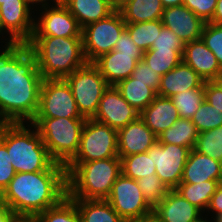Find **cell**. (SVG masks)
<instances>
[{
    "instance_id": "cell-1",
    "label": "cell",
    "mask_w": 222,
    "mask_h": 222,
    "mask_svg": "<svg viewBox=\"0 0 222 222\" xmlns=\"http://www.w3.org/2000/svg\"><path fill=\"white\" fill-rule=\"evenodd\" d=\"M4 48L0 52V123L29 124L39 108L43 77L27 44Z\"/></svg>"
},
{
    "instance_id": "cell-2",
    "label": "cell",
    "mask_w": 222,
    "mask_h": 222,
    "mask_svg": "<svg viewBox=\"0 0 222 222\" xmlns=\"http://www.w3.org/2000/svg\"><path fill=\"white\" fill-rule=\"evenodd\" d=\"M66 196V171L17 172L0 194V201L19 218H35Z\"/></svg>"
},
{
    "instance_id": "cell-3",
    "label": "cell",
    "mask_w": 222,
    "mask_h": 222,
    "mask_svg": "<svg viewBox=\"0 0 222 222\" xmlns=\"http://www.w3.org/2000/svg\"><path fill=\"white\" fill-rule=\"evenodd\" d=\"M30 125L0 123V140L6 145L15 172L66 171L51 158L36 127Z\"/></svg>"
},
{
    "instance_id": "cell-4",
    "label": "cell",
    "mask_w": 222,
    "mask_h": 222,
    "mask_svg": "<svg viewBox=\"0 0 222 222\" xmlns=\"http://www.w3.org/2000/svg\"><path fill=\"white\" fill-rule=\"evenodd\" d=\"M27 45L43 79H64L87 63L82 38L32 36Z\"/></svg>"
},
{
    "instance_id": "cell-5",
    "label": "cell",
    "mask_w": 222,
    "mask_h": 222,
    "mask_svg": "<svg viewBox=\"0 0 222 222\" xmlns=\"http://www.w3.org/2000/svg\"><path fill=\"white\" fill-rule=\"evenodd\" d=\"M65 168L67 196L70 199L106 200L122 173L119 156L88 162H69Z\"/></svg>"
},
{
    "instance_id": "cell-6",
    "label": "cell",
    "mask_w": 222,
    "mask_h": 222,
    "mask_svg": "<svg viewBox=\"0 0 222 222\" xmlns=\"http://www.w3.org/2000/svg\"><path fill=\"white\" fill-rule=\"evenodd\" d=\"M86 118H34L51 158L66 166L77 154Z\"/></svg>"
},
{
    "instance_id": "cell-7",
    "label": "cell",
    "mask_w": 222,
    "mask_h": 222,
    "mask_svg": "<svg viewBox=\"0 0 222 222\" xmlns=\"http://www.w3.org/2000/svg\"><path fill=\"white\" fill-rule=\"evenodd\" d=\"M69 84L80 114L93 118L104 91L109 87L99 69L86 63L64 78Z\"/></svg>"
},
{
    "instance_id": "cell-8",
    "label": "cell",
    "mask_w": 222,
    "mask_h": 222,
    "mask_svg": "<svg viewBox=\"0 0 222 222\" xmlns=\"http://www.w3.org/2000/svg\"><path fill=\"white\" fill-rule=\"evenodd\" d=\"M126 29V22L118 10L105 19L82 28L83 53L87 63H93L101 55L109 53Z\"/></svg>"
},
{
    "instance_id": "cell-9",
    "label": "cell",
    "mask_w": 222,
    "mask_h": 222,
    "mask_svg": "<svg viewBox=\"0 0 222 222\" xmlns=\"http://www.w3.org/2000/svg\"><path fill=\"white\" fill-rule=\"evenodd\" d=\"M118 156L117 131L87 118L81 133L77 154L70 162H88Z\"/></svg>"
},
{
    "instance_id": "cell-10",
    "label": "cell",
    "mask_w": 222,
    "mask_h": 222,
    "mask_svg": "<svg viewBox=\"0 0 222 222\" xmlns=\"http://www.w3.org/2000/svg\"><path fill=\"white\" fill-rule=\"evenodd\" d=\"M85 118L65 79H43L35 118Z\"/></svg>"
},
{
    "instance_id": "cell-11",
    "label": "cell",
    "mask_w": 222,
    "mask_h": 222,
    "mask_svg": "<svg viewBox=\"0 0 222 222\" xmlns=\"http://www.w3.org/2000/svg\"><path fill=\"white\" fill-rule=\"evenodd\" d=\"M125 222H132L153 212L138 185L137 180L119 175L106 199Z\"/></svg>"
},
{
    "instance_id": "cell-12",
    "label": "cell",
    "mask_w": 222,
    "mask_h": 222,
    "mask_svg": "<svg viewBox=\"0 0 222 222\" xmlns=\"http://www.w3.org/2000/svg\"><path fill=\"white\" fill-rule=\"evenodd\" d=\"M53 5L41 8L44 11L35 19L32 36L82 38V28L67 7L60 0Z\"/></svg>"
},
{
    "instance_id": "cell-13",
    "label": "cell",
    "mask_w": 222,
    "mask_h": 222,
    "mask_svg": "<svg viewBox=\"0 0 222 222\" xmlns=\"http://www.w3.org/2000/svg\"><path fill=\"white\" fill-rule=\"evenodd\" d=\"M190 151L185 146L162 144L158 141L152 146L156 174L169 190L175 189L181 182Z\"/></svg>"
},
{
    "instance_id": "cell-14",
    "label": "cell",
    "mask_w": 222,
    "mask_h": 222,
    "mask_svg": "<svg viewBox=\"0 0 222 222\" xmlns=\"http://www.w3.org/2000/svg\"><path fill=\"white\" fill-rule=\"evenodd\" d=\"M31 9L25 1H9L0 5V20L4 32L10 37L6 47L15 44H27L34 32V18ZM7 30V31H6Z\"/></svg>"
},
{
    "instance_id": "cell-15",
    "label": "cell",
    "mask_w": 222,
    "mask_h": 222,
    "mask_svg": "<svg viewBox=\"0 0 222 222\" xmlns=\"http://www.w3.org/2000/svg\"><path fill=\"white\" fill-rule=\"evenodd\" d=\"M139 115L115 86H109L103 93L93 119L118 131L136 120Z\"/></svg>"
},
{
    "instance_id": "cell-16",
    "label": "cell",
    "mask_w": 222,
    "mask_h": 222,
    "mask_svg": "<svg viewBox=\"0 0 222 222\" xmlns=\"http://www.w3.org/2000/svg\"><path fill=\"white\" fill-rule=\"evenodd\" d=\"M164 27L184 43L201 39L205 22L184 5L165 8L161 18Z\"/></svg>"
},
{
    "instance_id": "cell-17",
    "label": "cell",
    "mask_w": 222,
    "mask_h": 222,
    "mask_svg": "<svg viewBox=\"0 0 222 222\" xmlns=\"http://www.w3.org/2000/svg\"><path fill=\"white\" fill-rule=\"evenodd\" d=\"M118 156L125 157L145 153L157 141L158 137L145 124L140 116L117 131Z\"/></svg>"
},
{
    "instance_id": "cell-18",
    "label": "cell",
    "mask_w": 222,
    "mask_h": 222,
    "mask_svg": "<svg viewBox=\"0 0 222 222\" xmlns=\"http://www.w3.org/2000/svg\"><path fill=\"white\" fill-rule=\"evenodd\" d=\"M182 61L189 65L204 82L214 81L222 73L216 57L202 39L185 44Z\"/></svg>"
},
{
    "instance_id": "cell-19",
    "label": "cell",
    "mask_w": 222,
    "mask_h": 222,
    "mask_svg": "<svg viewBox=\"0 0 222 222\" xmlns=\"http://www.w3.org/2000/svg\"><path fill=\"white\" fill-rule=\"evenodd\" d=\"M139 61L141 59L135 54L119 53L112 50L101 55L93 64L99 69L109 86H116L131 76Z\"/></svg>"
},
{
    "instance_id": "cell-20",
    "label": "cell",
    "mask_w": 222,
    "mask_h": 222,
    "mask_svg": "<svg viewBox=\"0 0 222 222\" xmlns=\"http://www.w3.org/2000/svg\"><path fill=\"white\" fill-rule=\"evenodd\" d=\"M201 212L175 189L169 190L153 208V213L162 222H195L202 215Z\"/></svg>"
},
{
    "instance_id": "cell-21",
    "label": "cell",
    "mask_w": 222,
    "mask_h": 222,
    "mask_svg": "<svg viewBox=\"0 0 222 222\" xmlns=\"http://www.w3.org/2000/svg\"><path fill=\"white\" fill-rule=\"evenodd\" d=\"M196 88H204L203 79L189 65L181 61L174 69L161 76L157 95L171 98L177 93Z\"/></svg>"
},
{
    "instance_id": "cell-22",
    "label": "cell",
    "mask_w": 222,
    "mask_h": 222,
    "mask_svg": "<svg viewBox=\"0 0 222 222\" xmlns=\"http://www.w3.org/2000/svg\"><path fill=\"white\" fill-rule=\"evenodd\" d=\"M208 180L222 181V163L192 149L180 183L195 184Z\"/></svg>"
},
{
    "instance_id": "cell-23",
    "label": "cell",
    "mask_w": 222,
    "mask_h": 222,
    "mask_svg": "<svg viewBox=\"0 0 222 222\" xmlns=\"http://www.w3.org/2000/svg\"><path fill=\"white\" fill-rule=\"evenodd\" d=\"M139 116L156 136L170 128L180 118L172 100L158 95Z\"/></svg>"
},
{
    "instance_id": "cell-24",
    "label": "cell",
    "mask_w": 222,
    "mask_h": 222,
    "mask_svg": "<svg viewBox=\"0 0 222 222\" xmlns=\"http://www.w3.org/2000/svg\"><path fill=\"white\" fill-rule=\"evenodd\" d=\"M76 18L81 28L105 19L116 9L109 0H60Z\"/></svg>"
},
{
    "instance_id": "cell-25",
    "label": "cell",
    "mask_w": 222,
    "mask_h": 222,
    "mask_svg": "<svg viewBox=\"0 0 222 222\" xmlns=\"http://www.w3.org/2000/svg\"><path fill=\"white\" fill-rule=\"evenodd\" d=\"M161 0H128L117 10L126 23L155 21L162 18Z\"/></svg>"
},
{
    "instance_id": "cell-26",
    "label": "cell",
    "mask_w": 222,
    "mask_h": 222,
    "mask_svg": "<svg viewBox=\"0 0 222 222\" xmlns=\"http://www.w3.org/2000/svg\"><path fill=\"white\" fill-rule=\"evenodd\" d=\"M71 200L76 204L81 222H125L107 200Z\"/></svg>"
},
{
    "instance_id": "cell-27",
    "label": "cell",
    "mask_w": 222,
    "mask_h": 222,
    "mask_svg": "<svg viewBox=\"0 0 222 222\" xmlns=\"http://www.w3.org/2000/svg\"><path fill=\"white\" fill-rule=\"evenodd\" d=\"M125 101L130 104L138 113L147 108L157 96V93L146 83L137 81L131 76L119 82L115 86Z\"/></svg>"
},
{
    "instance_id": "cell-28",
    "label": "cell",
    "mask_w": 222,
    "mask_h": 222,
    "mask_svg": "<svg viewBox=\"0 0 222 222\" xmlns=\"http://www.w3.org/2000/svg\"><path fill=\"white\" fill-rule=\"evenodd\" d=\"M198 135L199 132L191 119L179 118L157 137L159 143L185 146L192 150L195 148Z\"/></svg>"
},
{
    "instance_id": "cell-29",
    "label": "cell",
    "mask_w": 222,
    "mask_h": 222,
    "mask_svg": "<svg viewBox=\"0 0 222 222\" xmlns=\"http://www.w3.org/2000/svg\"><path fill=\"white\" fill-rule=\"evenodd\" d=\"M218 184L217 180H208L195 184L179 183L175 190L192 205L204 212Z\"/></svg>"
},
{
    "instance_id": "cell-30",
    "label": "cell",
    "mask_w": 222,
    "mask_h": 222,
    "mask_svg": "<svg viewBox=\"0 0 222 222\" xmlns=\"http://www.w3.org/2000/svg\"><path fill=\"white\" fill-rule=\"evenodd\" d=\"M120 159L122 173L131 179L138 180L156 174V167L152 161V147L145 153L128 155Z\"/></svg>"
},
{
    "instance_id": "cell-31",
    "label": "cell",
    "mask_w": 222,
    "mask_h": 222,
    "mask_svg": "<svg viewBox=\"0 0 222 222\" xmlns=\"http://www.w3.org/2000/svg\"><path fill=\"white\" fill-rule=\"evenodd\" d=\"M163 27L161 19L140 23H126V30L135 45L143 52L152 47Z\"/></svg>"
},
{
    "instance_id": "cell-32",
    "label": "cell",
    "mask_w": 222,
    "mask_h": 222,
    "mask_svg": "<svg viewBox=\"0 0 222 222\" xmlns=\"http://www.w3.org/2000/svg\"><path fill=\"white\" fill-rule=\"evenodd\" d=\"M142 60L150 69L163 76L182 61V55L177 50H148L144 52Z\"/></svg>"
},
{
    "instance_id": "cell-33",
    "label": "cell",
    "mask_w": 222,
    "mask_h": 222,
    "mask_svg": "<svg viewBox=\"0 0 222 222\" xmlns=\"http://www.w3.org/2000/svg\"><path fill=\"white\" fill-rule=\"evenodd\" d=\"M180 118L191 119L205 100L204 88L190 89L170 98Z\"/></svg>"
},
{
    "instance_id": "cell-34",
    "label": "cell",
    "mask_w": 222,
    "mask_h": 222,
    "mask_svg": "<svg viewBox=\"0 0 222 222\" xmlns=\"http://www.w3.org/2000/svg\"><path fill=\"white\" fill-rule=\"evenodd\" d=\"M39 222H81L76 204L66 196L58 205L35 217Z\"/></svg>"
},
{
    "instance_id": "cell-35",
    "label": "cell",
    "mask_w": 222,
    "mask_h": 222,
    "mask_svg": "<svg viewBox=\"0 0 222 222\" xmlns=\"http://www.w3.org/2000/svg\"><path fill=\"white\" fill-rule=\"evenodd\" d=\"M194 150L222 163V125L200 132Z\"/></svg>"
},
{
    "instance_id": "cell-36",
    "label": "cell",
    "mask_w": 222,
    "mask_h": 222,
    "mask_svg": "<svg viewBox=\"0 0 222 222\" xmlns=\"http://www.w3.org/2000/svg\"><path fill=\"white\" fill-rule=\"evenodd\" d=\"M191 121L199 133L212 130L222 125V111L215 109L204 100L198 111L191 117Z\"/></svg>"
},
{
    "instance_id": "cell-37",
    "label": "cell",
    "mask_w": 222,
    "mask_h": 222,
    "mask_svg": "<svg viewBox=\"0 0 222 222\" xmlns=\"http://www.w3.org/2000/svg\"><path fill=\"white\" fill-rule=\"evenodd\" d=\"M138 185L147 203L154 208L168 193V187L159 179L157 174L151 177H142L137 180Z\"/></svg>"
},
{
    "instance_id": "cell-38",
    "label": "cell",
    "mask_w": 222,
    "mask_h": 222,
    "mask_svg": "<svg viewBox=\"0 0 222 222\" xmlns=\"http://www.w3.org/2000/svg\"><path fill=\"white\" fill-rule=\"evenodd\" d=\"M201 39L206 47L212 51L222 68V24L205 23Z\"/></svg>"
},
{
    "instance_id": "cell-39",
    "label": "cell",
    "mask_w": 222,
    "mask_h": 222,
    "mask_svg": "<svg viewBox=\"0 0 222 222\" xmlns=\"http://www.w3.org/2000/svg\"><path fill=\"white\" fill-rule=\"evenodd\" d=\"M185 44L170 29L163 27L149 50H177L183 55Z\"/></svg>"
},
{
    "instance_id": "cell-40",
    "label": "cell",
    "mask_w": 222,
    "mask_h": 222,
    "mask_svg": "<svg viewBox=\"0 0 222 222\" xmlns=\"http://www.w3.org/2000/svg\"><path fill=\"white\" fill-rule=\"evenodd\" d=\"M131 77L137 81L146 83V86L152 88L157 93L161 82V76L150 69L149 65L143 60L137 63Z\"/></svg>"
},
{
    "instance_id": "cell-41",
    "label": "cell",
    "mask_w": 222,
    "mask_h": 222,
    "mask_svg": "<svg viewBox=\"0 0 222 222\" xmlns=\"http://www.w3.org/2000/svg\"><path fill=\"white\" fill-rule=\"evenodd\" d=\"M217 0H183V5L189 8L205 23L210 22L216 9Z\"/></svg>"
},
{
    "instance_id": "cell-42",
    "label": "cell",
    "mask_w": 222,
    "mask_h": 222,
    "mask_svg": "<svg viewBox=\"0 0 222 222\" xmlns=\"http://www.w3.org/2000/svg\"><path fill=\"white\" fill-rule=\"evenodd\" d=\"M15 174L6 145L0 140V194L8 186Z\"/></svg>"
},
{
    "instance_id": "cell-43",
    "label": "cell",
    "mask_w": 222,
    "mask_h": 222,
    "mask_svg": "<svg viewBox=\"0 0 222 222\" xmlns=\"http://www.w3.org/2000/svg\"><path fill=\"white\" fill-rule=\"evenodd\" d=\"M113 50L118 51L119 53L135 54L141 60L144 55V52L135 45L126 29L120 35Z\"/></svg>"
},
{
    "instance_id": "cell-44",
    "label": "cell",
    "mask_w": 222,
    "mask_h": 222,
    "mask_svg": "<svg viewBox=\"0 0 222 222\" xmlns=\"http://www.w3.org/2000/svg\"><path fill=\"white\" fill-rule=\"evenodd\" d=\"M205 100L215 109L222 111V90L214 81L204 82Z\"/></svg>"
},
{
    "instance_id": "cell-45",
    "label": "cell",
    "mask_w": 222,
    "mask_h": 222,
    "mask_svg": "<svg viewBox=\"0 0 222 222\" xmlns=\"http://www.w3.org/2000/svg\"><path fill=\"white\" fill-rule=\"evenodd\" d=\"M206 210L208 212L211 210L212 213L215 214L214 219L218 218L222 214V181L219 182Z\"/></svg>"
},
{
    "instance_id": "cell-46",
    "label": "cell",
    "mask_w": 222,
    "mask_h": 222,
    "mask_svg": "<svg viewBox=\"0 0 222 222\" xmlns=\"http://www.w3.org/2000/svg\"><path fill=\"white\" fill-rule=\"evenodd\" d=\"M19 217L0 201V222H18Z\"/></svg>"
},
{
    "instance_id": "cell-47",
    "label": "cell",
    "mask_w": 222,
    "mask_h": 222,
    "mask_svg": "<svg viewBox=\"0 0 222 222\" xmlns=\"http://www.w3.org/2000/svg\"><path fill=\"white\" fill-rule=\"evenodd\" d=\"M210 23L222 24V0H217L216 9Z\"/></svg>"
},
{
    "instance_id": "cell-48",
    "label": "cell",
    "mask_w": 222,
    "mask_h": 222,
    "mask_svg": "<svg viewBox=\"0 0 222 222\" xmlns=\"http://www.w3.org/2000/svg\"><path fill=\"white\" fill-rule=\"evenodd\" d=\"M132 222H162L153 212Z\"/></svg>"
},
{
    "instance_id": "cell-49",
    "label": "cell",
    "mask_w": 222,
    "mask_h": 222,
    "mask_svg": "<svg viewBox=\"0 0 222 222\" xmlns=\"http://www.w3.org/2000/svg\"><path fill=\"white\" fill-rule=\"evenodd\" d=\"M164 8L183 5V0H161Z\"/></svg>"
},
{
    "instance_id": "cell-50",
    "label": "cell",
    "mask_w": 222,
    "mask_h": 222,
    "mask_svg": "<svg viewBox=\"0 0 222 222\" xmlns=\"http://www.w3.org/2000/svg\"><path fill=\"white\" fill-rule=\"evenodd\" d=\"M30 7H31V5H32V7L34 6H36V5H34V4H37V3H40V5L42 6V7H40V8H43V7H45L46 5H49V3L47 2L48 0H24ZM54 1V3L57 1V0H52V2Z\"/></svg>"
},
{
    "instance_id": "cell-51",
    "label": "cell",
    "mask_w": 222,
    "mask_h": 222,
    "mask_svg": "<svg viewBox=\"0 0 222 222\" xmlns=\"http://www.w3.org/2000/svg\"><path fill=\"white\" fill-rule=\"evenodd\" d=\"M128 0H109L110 4L117 10Z\"/></svg>"
},
{
    "instance_id": "cell-52",
    "label": "cell",
    "mask_w": 222,
    "mask_h": 222,
    "mask_svg": "<svg viewBox=\"0 0 222 222\" xmlns=\"http://www.w3.org/2000/svg\"><path fill=\"white\" fill-rule=\"evenodd\" d=\"M214 82L219 86L222 90V73L214 80Z\"/></svg>"
},
{
    "instance_id": "cell-53",
    "label": "cell",
    "mask_w": 222,
    "mask_h": 222,
    "mask_svg": "<svg viewBox=\"0 0 222 222\" xmlns=\"http://www.w3.org/2000/svg\"><path fill=\"white\" fill-rule=\"evenodd\" d=\"M18 222H39L36 218H20Z\"/></svg>"
},
{
    "instance_id": "cell-54",
    "label": "cell",
    "mask_w": 222,
    "mask_h": 222,
    "mask_svg": "<svg viewBox=\"0 0 222 222\" xmlns=\"http://www.w3.org/2000/svg\"><path fill=\"white\" fill-rule=\"evenodd\" d=\"M195 222H214V218L212 221L211 220L208 221L206 218H203V216L201 215Z\"/></svg>"
},
{
    "instance_id": "cell-55",
    "label": "cell",
    "mask_w": 222,
    "mask_h": 222,
    "mask_svg": "<svg viewBox=\"0 0 222 222\" xmlns=\"http://www.w3.org/2000/svg\"><path fill=\"white\" fill-rule=\"evenodd\" d=\"M9 1H24V0H0V5H1L3 2H9Z\"/></svg>"
},
{
    "instance_id": "cell-56",
    "label": "cell",
    "mask_w": 222,
    "mask_h": 222,
    "mask_svg": "<svg viewBox=\"0 0 222 222\" xmlns=\"http://www.w3.org/2000/svg\"><path fill=\"white\" fill-rule=\"evenodd\" d=\"M3 34V28H2V24H1V20H0V35Z\"/></svg>"
},
{
    "instance_id": "cell-57",
    "label": "cell",
    "mask_w": 222,
    "mask_h": 222,
    "mask_svg": "<svg viewBox=\"0 0 222 222\" xmlns=\"http://www.w3.org/2000/svg\"><path fill=\"white\" fill-rule=\"evenodd\" d=\"M218 219L222 222V214L218 217Z\"/></svg>"
},
{
    "instance_id": "cell-58",
    "label": "cell",
    "mask_w": 222,
    "mask_h": 222,
    "mask_svg": "<svg viewBox=\"0 0 222 222\" xmlns=\"http://www.w3.org/2000/svg\"><path fill=\"white\" fill-rule=\"evenodd\" d=\"M214 222H221L218 218L214 219Z\"/></svg>"
}]
</instances>
